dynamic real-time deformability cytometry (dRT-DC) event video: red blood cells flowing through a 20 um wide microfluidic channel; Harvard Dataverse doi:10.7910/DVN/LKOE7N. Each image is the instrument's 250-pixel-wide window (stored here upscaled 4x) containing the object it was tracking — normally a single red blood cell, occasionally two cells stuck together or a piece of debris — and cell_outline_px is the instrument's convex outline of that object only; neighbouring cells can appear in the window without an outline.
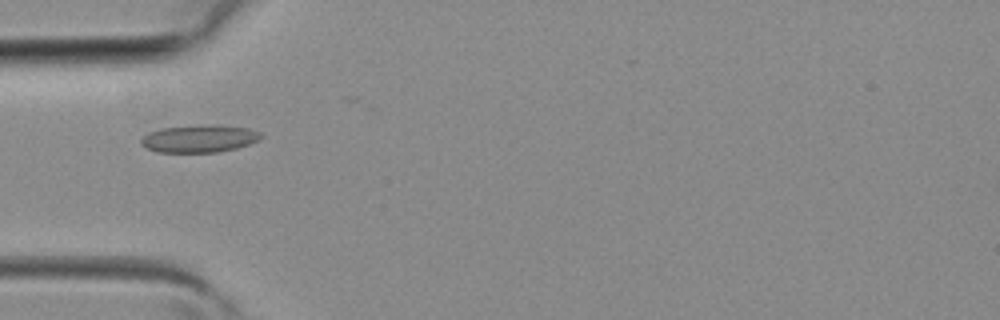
{"species": "common noctule bat (a hibernating species)", "species_latin": "Nyctalus noctula", "temperature_condition": "room temperature", "stored_images_in_passage": 22, "camera_frame_rate_fps": 3000, "um_per_image_px": 0.085, "animal": {"sex": "female", "body_mass_g": 19.3, "forearm_length_mm": 54.1}, "frame": {"image": 1, "passage_image": 1, "time_ms": 0.0, "image_size_px": [1000, 320], "cell_outline_px": [[264, 136], [260, 140], [236, 148], [216, 152], [156, 152], [144, 148], [140, 144], [140, 140], [148, 132], [160, 128], [212, 124], [248, 128], [260, 132]], "centroid_in_image_um": [16.92, 11.78], "position_along_channel_um": 68.1, "area_um2": 19.36}}
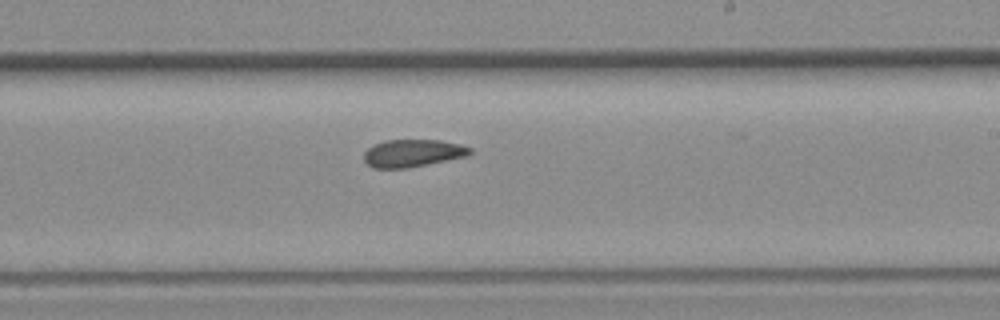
{"frame": {"image": 2, "passage_image": 12, "time_ms": 3.667, "image_size_px": [1000, 320], "cell_outline_px": [[472, 152], [468, 156], [408, 168], [372, 168], [364, 160], [364, 152], [368, 148], [384, 140], [440, 140], [460, 144], [472, 148]], "centroid_in_image_um": [35.1, 13.02], "position_along_channel_um": 253.9, "area_um2": 17.05}}
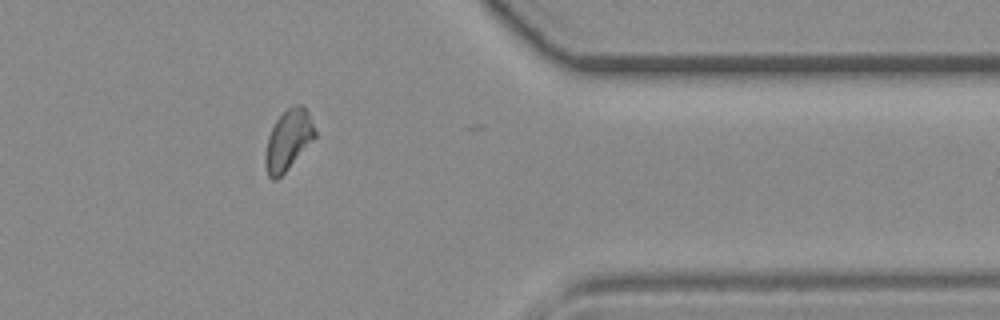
{"frame": {"image": 3, "passage_image": 21, "time_ms": 6.667, "image_size_px": [1000, 320], "cell_outline_px": [[316, 136], [288, 168], [276, 180], [272, 180], [268, 176], [264, 156], [268, 136], [276, 120], [292, 104], [300, 104], [308, 112], [316, 132]], "centroid_in_image_um": [24.49, 11.89], "position_along_channel_um": 386.9, "area_um2": 17.11}}